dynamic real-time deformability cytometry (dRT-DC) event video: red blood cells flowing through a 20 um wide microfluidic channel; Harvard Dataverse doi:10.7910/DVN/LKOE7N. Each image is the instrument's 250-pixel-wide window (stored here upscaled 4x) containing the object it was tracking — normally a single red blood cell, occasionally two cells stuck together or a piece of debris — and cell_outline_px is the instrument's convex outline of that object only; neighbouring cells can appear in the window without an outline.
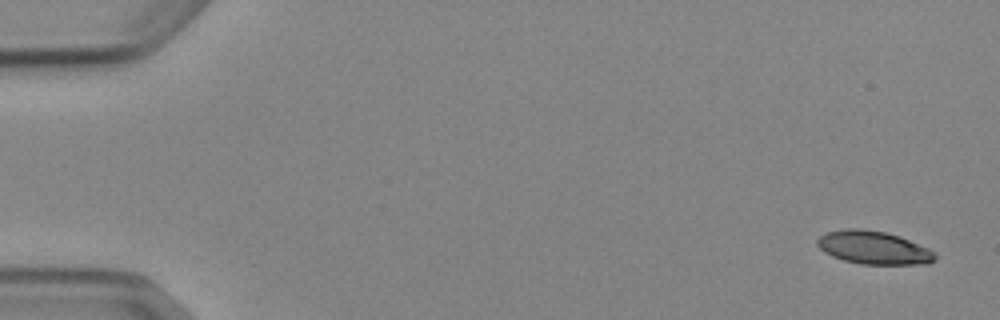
{"species": "Egyptian fruit bat (a non-hibernating species)", "species_latin": "Rousettus aegyptiacus", "temperature_condition": "cold", "stored_images_in_passage": 7, "camera_frame_rate_fps": 3000, "um_per_image_px": 0.085, "animal": {"sex": "female"}, "frame": {"image": 1, "passage_image": 1, "time_ms": 0.0, "image_size_px": [1000, 320], "cell_outline_px": [[936, 260], [928, 264], [860, 264], [844, 260], [832, 256], [824, 252], [816, 244], [816, 240], [820, 236], [828, 232], [848, 228], [860, 228], [884, 232], [900, 236], [928, 248], [936, 252]], "centroid_in_image_um": [74.27, 21.05], "position_along_channel_um": 10.7, "area_um2": 22.77}}
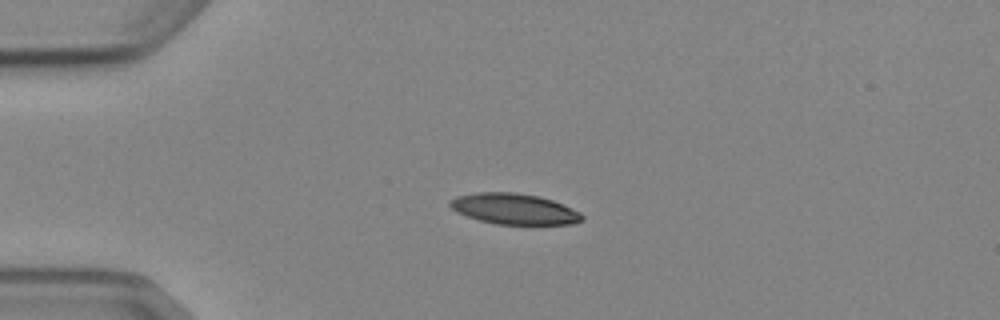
{"frame": {"image": 2, "passage_image": 4, "time_ms": 3.667, "image_size_px": [1000, 320], "cell_outline_px": [[584, 220], [572, 224], [496, 224], [480, 220], [468, 216], [452, 208], [448, 204], [448, 200], [456, 196], [476, 192], [516, 192], [540, 196], [552, 200], [572, 208], [580, 212], [584, 216]], "centroid_in_image_um": [43.72, 17.74], "position_along_channel_um": 41.3, "area_um2": 23.7}}
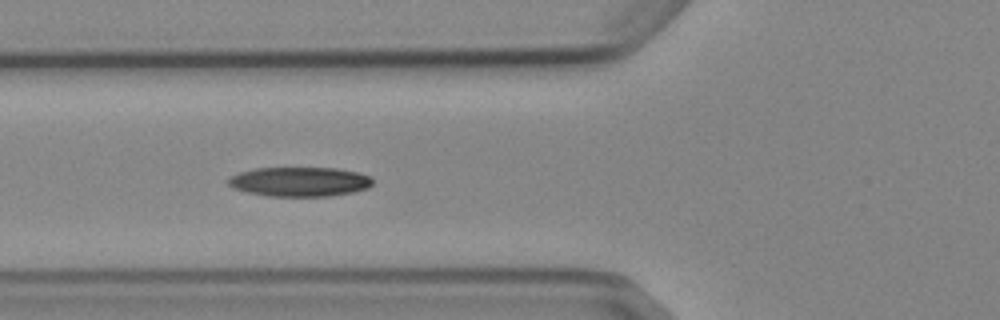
{"frame": {"image": 3, "passage_image": 6, "time_ms": 6.0, "image_size_px": [1000, 320], "cell_outline_px": [[372, 184], [368, 188], [352, 192], [328, 196], [268, 196], [248, 192], [236, 188], [228, 184], [228, 176], [240, 172], [256, 168], [336, 168], [360, 172], [372, 176]], "centroid_in_image_um": [25.5, 15.43], "position_along_channel_um": 100.3, "area_um2": 24.8}}